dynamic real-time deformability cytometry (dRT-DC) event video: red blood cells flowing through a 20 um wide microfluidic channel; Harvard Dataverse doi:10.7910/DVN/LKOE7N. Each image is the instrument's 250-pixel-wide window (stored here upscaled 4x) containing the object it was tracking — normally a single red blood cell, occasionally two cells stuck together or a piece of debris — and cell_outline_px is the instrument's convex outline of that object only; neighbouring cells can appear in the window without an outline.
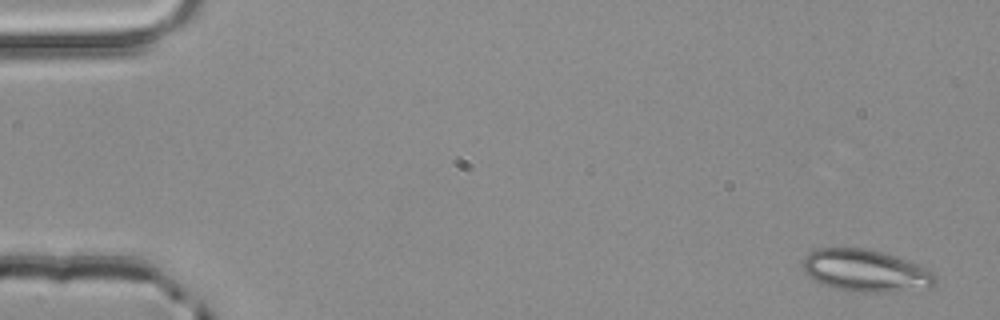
{"species": "common noctule bat (a hibernating species)", "species_latin": "Nyctalus noctula", "temperature_condition": "room temperature", "stored_images_in_passage": 4, "camera_frame_rate_fps": 3000, "um_per_image_px": 0.085, "animal": {"sex": "male", "body_mass_g": 20.4}, "frame": {"image": 1, "passage_image": 1, "time_ms": 0.0, "image_size_px": [1000, 320], "cell_outline_px": [[936, 284], [928, 288], [884, 292], [860, 292], [832, 288], [820, 284], [804, 272], [800, 268], [800, 264], [804, 256], [808, 252], [816, 248], [864, 248], [880, 252], [920, 264], [928, 268], [936, 276]], "centroid_in_image_um": [73.53, 23.01], "position_along_channel_um": 11.5, "area_um2": 32.89}}